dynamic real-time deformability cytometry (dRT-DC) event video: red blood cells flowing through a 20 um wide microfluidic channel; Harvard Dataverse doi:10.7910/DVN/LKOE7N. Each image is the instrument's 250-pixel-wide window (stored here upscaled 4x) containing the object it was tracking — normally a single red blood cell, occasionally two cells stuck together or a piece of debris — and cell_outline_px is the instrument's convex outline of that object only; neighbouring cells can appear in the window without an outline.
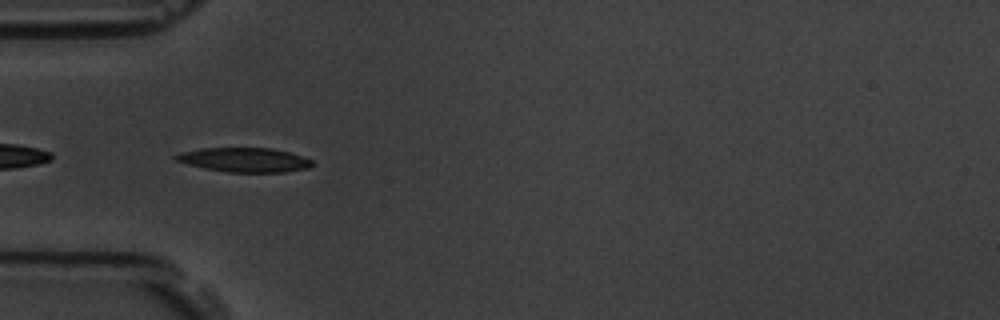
{"species": "common noctule bat (a hibernating species)", "species_latin": "Nyctalus noctula", "temperature_condition": "room temperature", "stored_images_in_passage": 4, "camera_frame_rate_fps": 3000, "um_per_image_px": 0.085, "animal": {"sex": "male", "body_mass_g": 19.5, "forearm_length_mm": 54.6}, "frame": {"image": 1, "passage_image": 4, "time_ms": 4.0, "image_size_px": [1000, 320], "cell_outline_px": [[312, 164], [308, 168], [284, 172], [228, 172], [204, 168], [188, 164], [176, 160], [172, 156], [180, 152], [200, 148], [272, 148], [304, 156], [312, 160]], "centroid_in_image_um": [20.76, 13.58], "position_along_channel_um": 64.2, "area_um2": 19.31}}